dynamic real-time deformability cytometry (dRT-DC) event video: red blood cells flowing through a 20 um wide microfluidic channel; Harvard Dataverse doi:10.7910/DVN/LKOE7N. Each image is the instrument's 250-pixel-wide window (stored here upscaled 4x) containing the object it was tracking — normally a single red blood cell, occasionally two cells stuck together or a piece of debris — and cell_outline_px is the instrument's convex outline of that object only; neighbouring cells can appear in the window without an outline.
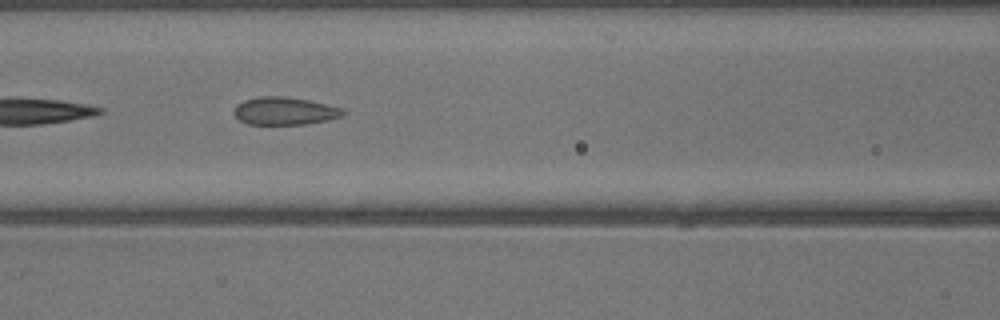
{"species": "common noctule bat (a hibernating species)", "species_latin": "Nyctalus noctula", "temperature_condition": "warm", "stored_images_in_passage": 12, "camera_frame_rate_fps": 3000, "um_per_image_px": 0.085, "animal": {"sex": "male", "body_mass_g": 13.3}, "frame": {"image": 1, "passage_image": 9, "time_ms": 2.667, "image_size_px": [1000, 320], "cell_outline_px": [[344, 112], [340, 116], [328, 120], [304, 124], [248, 124], [240, 120], [232, 112], [236, 104], [244, 100], [260, 96], [284, 96], [308, 100], [344, 108]], "centroid_in_image_um": [24.16, 9.42], "position_along_channel_um": 142.4, "area_um2": 17.57}}